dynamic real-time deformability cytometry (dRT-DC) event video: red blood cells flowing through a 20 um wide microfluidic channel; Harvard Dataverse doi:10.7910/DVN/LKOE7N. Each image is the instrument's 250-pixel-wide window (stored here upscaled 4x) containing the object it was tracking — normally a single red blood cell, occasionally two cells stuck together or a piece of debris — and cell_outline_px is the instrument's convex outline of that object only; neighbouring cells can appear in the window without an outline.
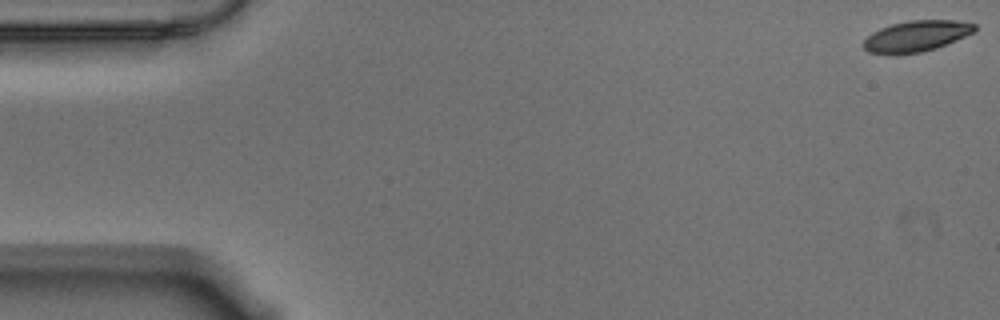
{"species": "Egyptian fruit bat (a non-hibernating species)", "species_latin": "Rousettus aegyptiacus", "temperature_condition": "warm", "stored_images_in_passage": 57, "camera_frame_rate_fps": 3000, "um_per_image_px": 0.085, "animal": {"sex": "male"}, "frame": {"image": 1, "passage_image": 1, "time_ms": 0.0, "image_size_px": [1000, 320], "cell_outline_px": [[976, 28], [972, 32], [964, 36], [936, 48], [920, 52], [896, 56], [892, 56], [868, 52], [860, 44], [872, 32], [880, 28], [892, 24], [908, 20], [956, 20], [976, 24]], "centroid_in_image_um": [77.8, 3.09], "position_along_channel_um": 7.2, "area_um2": 20.29}}
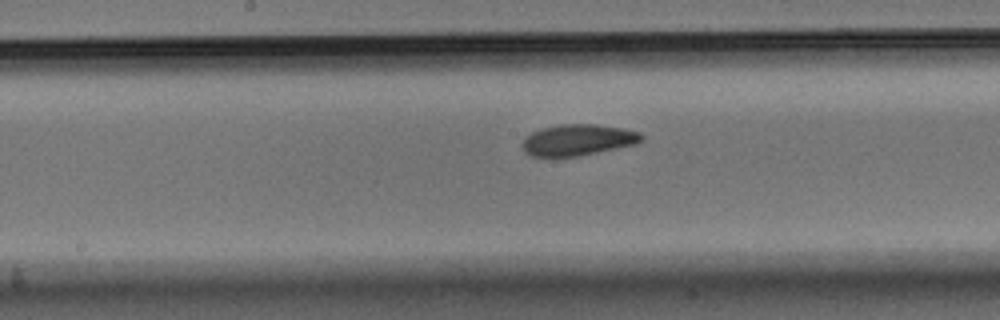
{"frame": {"image": 2, "passage_image": 29, "time_ms": 9.333, "image_size_px": [1000, 320], "cell_outline_px": [[644, 140], [636, 144], [580, 156], [532, 156], [524, 152], [520, 144], [524, 136], [540, 128], [560, 124], [596, 124], [624, 128], [640, 132], [644, 136]], "centroid_in_image_um": [49.11, 11.88], "position_along_channel_um": 199.1, "area_um2": 22.02}}
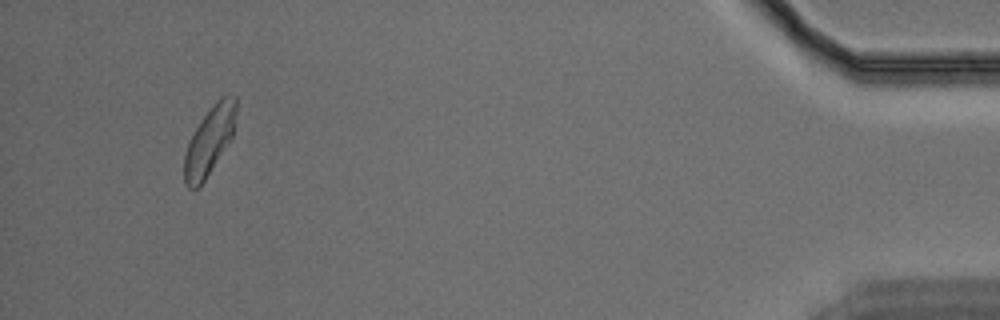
{"frame": {"image": 3, "passage_image": 54, "time_ms": 17.667, "image_size_px": [1000, 320], "cell_outline_px": [[236, 112], [232, 136], [204, 180], [196, 188], [188, 188], [184, 184], [184, 156], [188, 144], [200, 120], [216, 100], [220, 96], [236, 96]], "centroid_in_image_um": [17.79, 11.94], "position_along_channel_um": 417.4, "area_um2": 20.0}, "authors_computed_cell_mechanics": {"area_um2": 21.1548, "velocity_mm_per_s": 3.5166, "shape_relaxation_time_tau1_ms": 4.7692, "shape_relaxation_time_tau2_ms": 3.5733, "deformation_change_tau1": 0.123, "deformation_change_tau2": 0.0728}}